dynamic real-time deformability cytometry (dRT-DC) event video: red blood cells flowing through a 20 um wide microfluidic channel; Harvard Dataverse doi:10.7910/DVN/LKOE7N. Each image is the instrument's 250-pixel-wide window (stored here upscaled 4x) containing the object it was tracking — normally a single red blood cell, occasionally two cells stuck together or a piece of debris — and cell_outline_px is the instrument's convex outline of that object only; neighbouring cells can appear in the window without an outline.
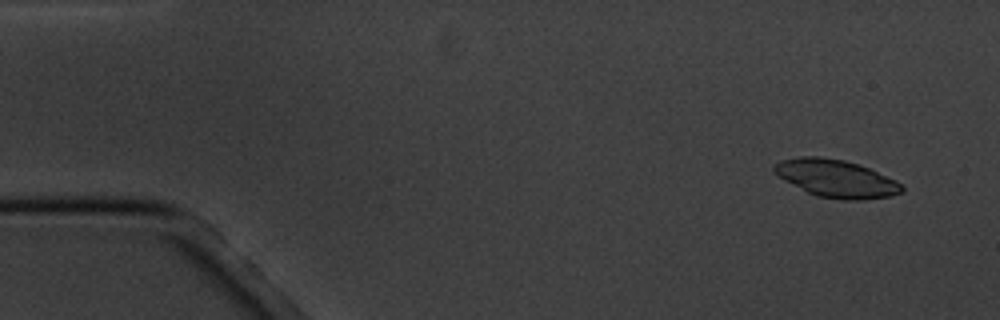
{"species": "common noctule bat (a hibernating species)", "species_latin": "Nyctalus noctula", "temperature_condition": "cold", "stored_images_in_passage": 5, "camera_frame_rate_fps": 3000, "um_per_image_px": 0.085, "animal": {"sex": "male", "body_mass_g": 20.1, "forearm_length_mm": 53.5}, "frame": {"image": 1, "passage_image": 1, "time_ms": 0.0, "image_size_px": [1000, 320], "cell_outline_px": [[904, 192], [892, 196], [860, 200], [844, 200], [816, 196], [784, 180], [772, 168], [780, 160], [800, 156], [820, 156], [844, 160], [868, 168], [896, 180], [904, 188]], "centroid_in_image_um": [71.09, 15.18], "position_along_channel_um": 13.9, "area_um2": 27.8}}